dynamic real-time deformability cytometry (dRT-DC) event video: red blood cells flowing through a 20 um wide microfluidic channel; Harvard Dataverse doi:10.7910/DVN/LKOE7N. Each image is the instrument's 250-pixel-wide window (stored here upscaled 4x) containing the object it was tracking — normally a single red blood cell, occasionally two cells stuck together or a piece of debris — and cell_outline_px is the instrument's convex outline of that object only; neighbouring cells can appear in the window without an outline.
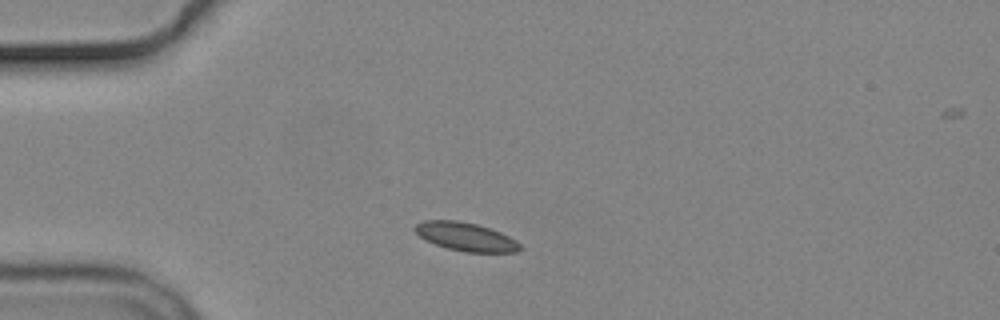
{"species": "common noctule bat (a hibernating species)", "species_latin": "Nyctalus noctula", "temperature_condition": "cold", "stored_images_in_passage": 3, "camera_frame_rate_fps": 3000, "um_per_image_px": 0.085, "animal": {"sex": "male", "body_mass_g": 19.2, "forearm_length_mm": 51.8}, "frame": {"image": 1, "passage_image": 1, "time_ms": 0.0, "image_size_px": [1000, 320], "cell_outline_px": [[524, 248], [520, 252], [464, 252], [448, 248], [424, 240], [412, 228], [416, 224], [424, 220], [456, 220], [476, 224], [500, 232], [516, 240]], "centroid_in_image_um": [39.6, 20.13], "position_along_channel_um": 45.4, "area_um2": 17.46}}
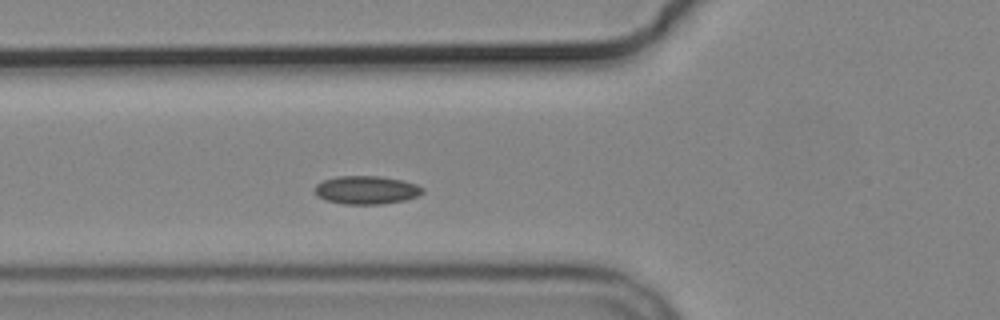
{"frame": {"image": 2, "passage_image": 3, "time_ms": 2.0, "image_size_px": [1000, 320], "cell_outline_px": [[424, 192], [416, 196], [404, 200], [380, 204], [344, 204], [324, 200], [316, 196], [316, 184], [324, 180], [336, 176], [380, 176], [404, 180], [416, 184], [424, 188]], "centroid_in_image_um": [31.14, 16.14], "position_along_channel_um": 94.7, "area_um2": 17.8}}